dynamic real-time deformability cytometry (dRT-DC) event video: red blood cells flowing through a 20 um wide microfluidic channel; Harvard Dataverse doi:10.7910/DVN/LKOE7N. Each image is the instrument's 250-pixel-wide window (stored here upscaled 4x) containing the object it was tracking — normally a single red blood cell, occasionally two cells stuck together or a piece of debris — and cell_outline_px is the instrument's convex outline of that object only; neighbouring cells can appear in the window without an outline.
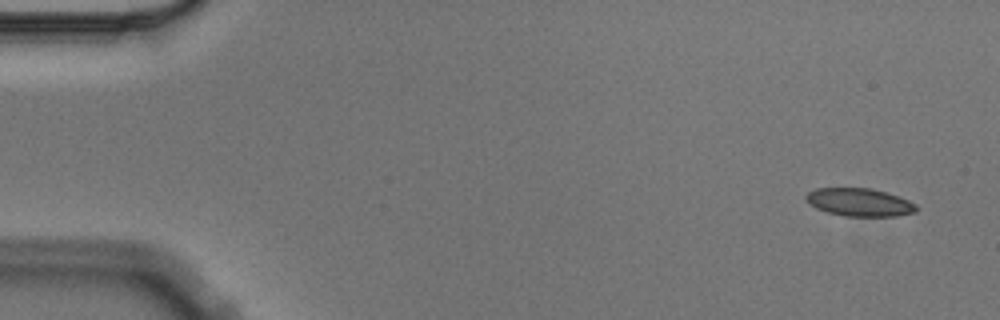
{"species": "Egyptian fruit bat (a non-hibernating species)", "species_latin": "Rousettus aegyptiacus", "temperature_condition": "cold", "stored_images_in_passage": 5, "camera_frame_rate_fps": 3000, "um_per_image_px": 0.085, "animal": {"sex": "male"}, "frame": {"image": 1, "passage_image": 1, "time_ms": 0.0, "image_size_px": [1000, 320], "cell_outline_px": [[916, 212], [896, 216], [844, 216], [828, 212], [816, 208], [808, 204], [804, 196], [808, 192], [816, 188], [872, 188], [888, 192], [900, 196], [916, 204]], "centroid_in_image_um": [73.05, 17.18], "position_along_channel_um": 12.0, "area_um2": 18.15}}
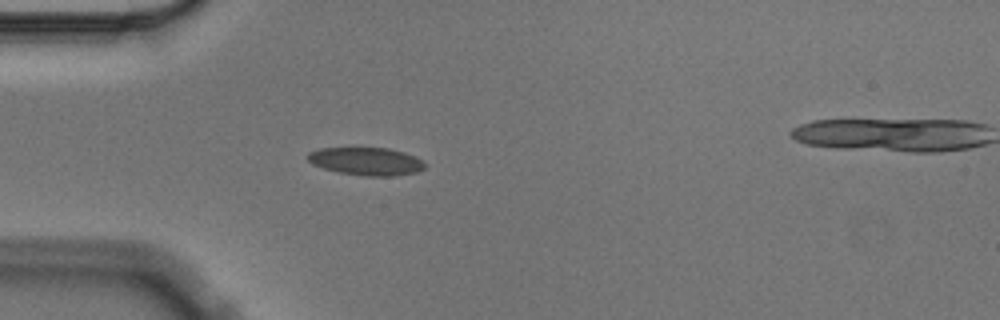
{"frame": {"image": 2, "passage_image": 4, "time_ms": 1.0, "image_size_px": [1000, 320], "cell_outline_px": [[424, 168], [416, 172], [392, 176], [364, 176], [340, 172], [324, 168], [312, 164], [308, 160], [308, 152], [320, 148], [388, 148], [404, 152], [416, 156], [424, 160]], "centroid_in_image_um": [31.15, 13.7], "position_along_channel_um": 53.9, "area_um2": 18.96}}